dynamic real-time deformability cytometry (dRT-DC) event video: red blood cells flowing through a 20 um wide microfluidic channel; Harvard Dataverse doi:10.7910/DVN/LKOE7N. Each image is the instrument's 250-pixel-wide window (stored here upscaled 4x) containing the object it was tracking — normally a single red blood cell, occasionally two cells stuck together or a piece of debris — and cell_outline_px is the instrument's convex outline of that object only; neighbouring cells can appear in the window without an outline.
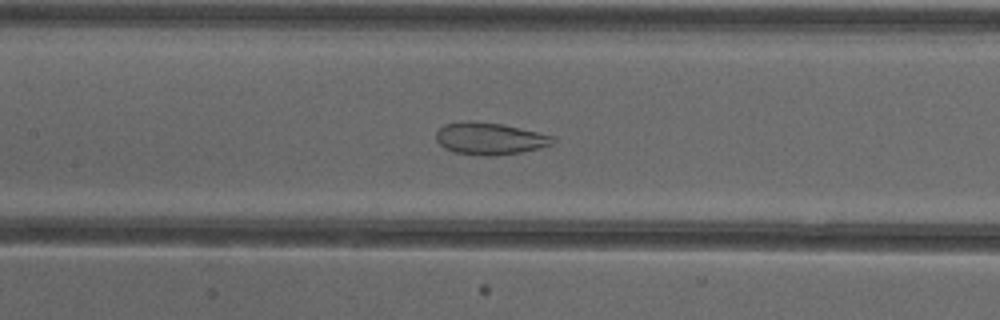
{"species": "common noctule bat (a hibernating species)", "species_latin": "Nyctalus noctula", "temperature_condition": "cold", "stored_images_in_passage": 53, "camera_frame_rate_fps": 3000, "um_per_image_px": 0.085, "animal": {"sex": "female"}, "frame": {"image": 1, "passage_image": 25, "time_ms": 8.0, "image_size_px": [1000, 320], "cell_outline_px": [[556, 140], [552, 144], [540, 148], [520, 152], [496, 156], [488, 156], [452, 152], [444, 148], [436, 140], [436, 132], [444, 124], [460, 120], [472, 120], [500, 124], [520, 128], [552, 136]], "centroid_in_image_um": [41.58, 11.77], "position_along_channel_um": 165.8, "area_um2": 21.91}}
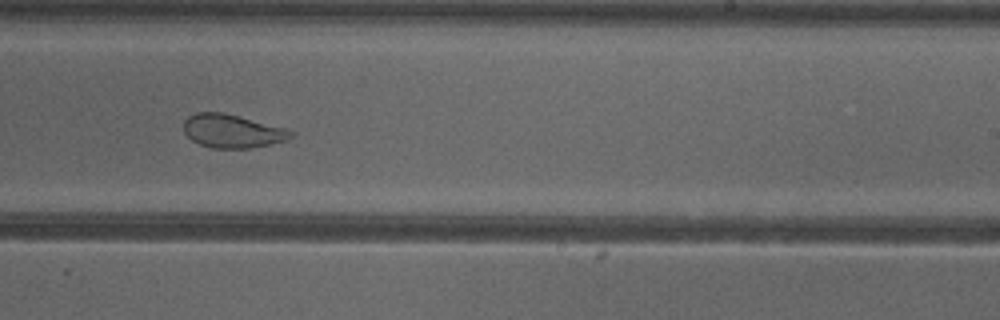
{"frame": {"image": 2, "passage_image": 33, "time_ms": 10.667, "image_size_px": [1000, 320], "cell_outline_px": [[296, 136], [284, 140], [268, 144], [248, 148], [212, 148], [200, 144], [192, 140], [184, 132], [184, 120], [188, 116], [196, 112], [224, 112], [288, 128], [296, 132]], "centroid_in_image_um": [19.77, 11.12], "position_along_channel_um": 269.2, "area_um2": 21.04}}
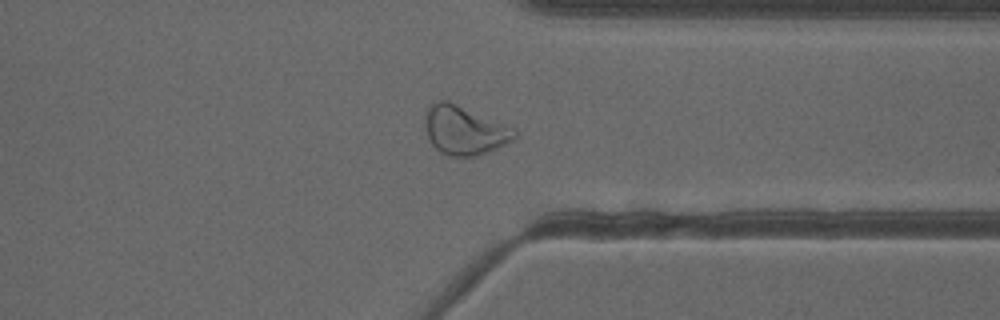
{"frame": {"image": 3, "passage_image": 41, "time_ms": 13.333, "image_size_px": [1000, 320], "cell_outline_px": [[516, 136], [512, 140], [496, 148], [476, 156], [448, 156], [440, 152], [428, 140], [424, 124], [424, 112], [428, 104], [436, 100], [448, 100], [512, 128], [516, 132]], "centroid_in_image_um": [39.37, 11.06], "position_along_channel_um": 372.0, "area_um2": 25.37}, "authors_computed_cell_mechanics": {"area_um2": 28.6688, "velocity_mm_per_s": 3.8917, "shape_relaxation_time_tau1_ms": null, "shape_relaxation_time_tau2_ms": 1.1987, "deformation_change_tau1": null, "deformation_change_tau2": 0.0638}}